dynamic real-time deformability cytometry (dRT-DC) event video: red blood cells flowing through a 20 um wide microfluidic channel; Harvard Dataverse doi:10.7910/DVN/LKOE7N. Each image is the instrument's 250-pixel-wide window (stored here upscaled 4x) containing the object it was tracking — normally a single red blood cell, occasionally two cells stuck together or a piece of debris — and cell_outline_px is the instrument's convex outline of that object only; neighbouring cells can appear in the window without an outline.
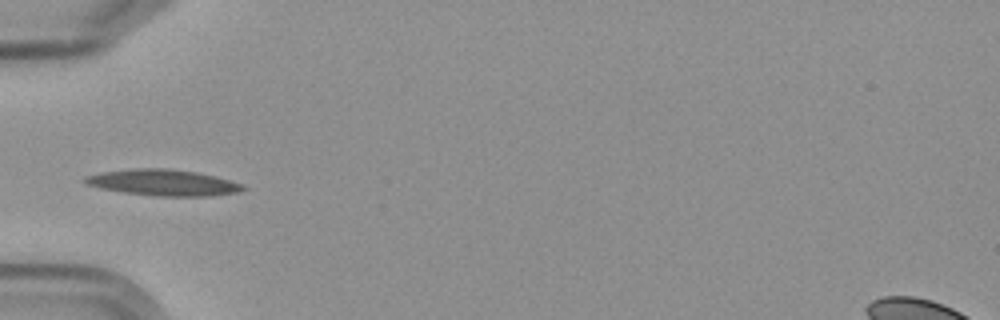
{"species": "Egyptian fruit bat (a non-hibernating species)", "species_latin": "Rousettus aegyptiacus", "temperature_condition": "cold", "stored_images_in_passage": 8, "camera_frame_rate_fps": 3000, "um_per_image_px": 0.085, "frame": {"image": 1, "passage_image": 6, "time_ms": 5.667, "image_size_px": [1000, 320], "cell_outline_px": [[248, 188], [236, 192], [212, 196], [160, 196], [124, 192], [100, 188], [88, 184], [84, 180], [84, 176], [100, 172], [132, 168], [168, 168], [196, 172], [216, 176], [240, 184]], "centroid_in_image_um": [13.85, 15.51], "position_along_channel_um": 71.1, "area_um2": 23.93}}
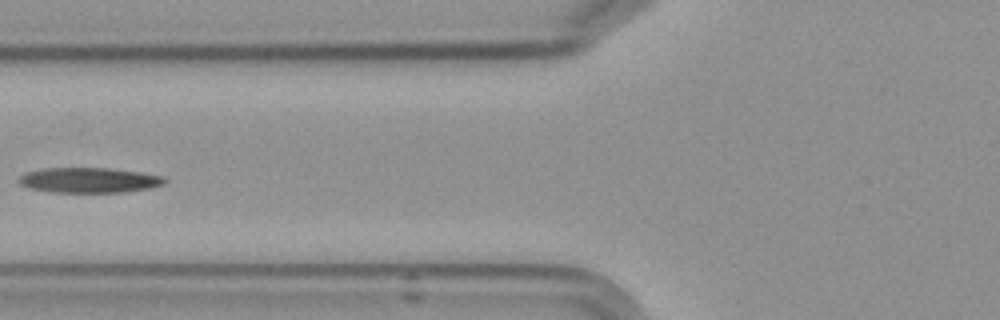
{"frame": {"image": 2, "passage_image": 7, "time_ms": 7.0, "image_size_px": [1000, 320], "cell_outline_px": [[168, 180], [164, 184], [148, 188], [124, 192], [52, 192], [28, 188], [20, 184], [16, 180], [20, 176], [28, 172], [44, 168], [108, 168], [164, 176]], "centroid_in_image_um": [7.55, 15.32], "position_along_channel_um": 118.2, "area_um2": 21.27}}
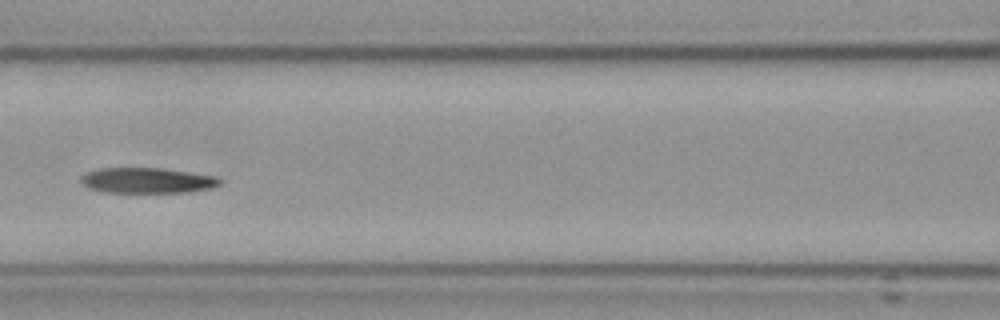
{"frame": {"image": 3, "passage_image": 8, "time_ms": 8.0, "image_size_px": [1000, 320], "cell_outline_px": [[224, 180], [220, 184], [212, 188], [192, 192], [100, 192], [88, 188], [80, 180], [80, 176], [88, 172], [100, 168], [160, 168], [216, 176]], "centroid_in_image_um": [12.53, 15.34], "position_along_channel_um": 154.1, "area_um2": 20.69}}